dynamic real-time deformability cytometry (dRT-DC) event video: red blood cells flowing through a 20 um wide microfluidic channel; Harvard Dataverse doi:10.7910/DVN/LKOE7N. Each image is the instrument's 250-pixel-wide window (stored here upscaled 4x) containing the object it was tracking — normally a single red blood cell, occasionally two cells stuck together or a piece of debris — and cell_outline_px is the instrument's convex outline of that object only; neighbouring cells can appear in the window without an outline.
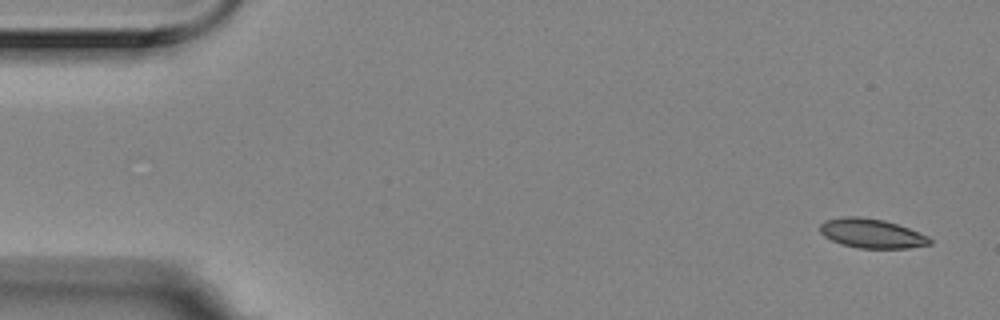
{"species": "Egyptian fruit bat (a non-hibernating species)", "species_latin": "Rousettus aegyptiacus", "temperature_condition": "room temperature", "stored_images_in_passage": 6, "camera_frame_rate_fps": 3000, "um_per_image_px": 0.085, "animal": {"sex": "female"}, "frame": {"image": 1, "passage_image": 1, "time_ms": 0.0, "image_size_px": [1000, 320], "cell_outline_px": [[932, 244], [908, 248], [860, 248], [844, 244], [832, 240], [824, 236], [820, 232], [820, 224], [824, 220], [844, 216], [856, 216], [884, 220], [908, 228], [928, 236], [932, 240]], "centroid_in_image_um": [74.09, 19.83], "position_along_channel_um": 10.9, "area_um2": 18.61}}
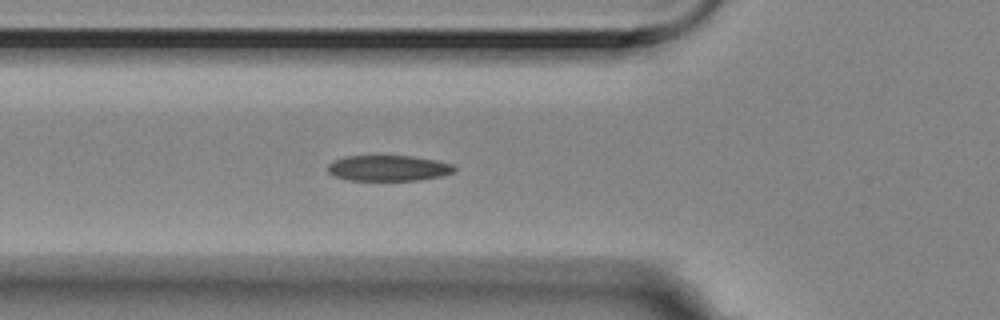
{"frame": {"image": 2, "passage_image": 6, "time_ms": 1.667, "image_size_px": [1000, 320], "cell_outline_px": [[456, 168], [452, 172], [440, 176], [420, 180], [348, 180], [336, 176], [328, 172], [328, 164], [332, 160], [344, 156], [412, 156], [436, 160], [452, 164]], "centroid_in_image_um": [32.98, 14.28], "position_along_channel_um": 92.8, "area_um2": 18.9}}